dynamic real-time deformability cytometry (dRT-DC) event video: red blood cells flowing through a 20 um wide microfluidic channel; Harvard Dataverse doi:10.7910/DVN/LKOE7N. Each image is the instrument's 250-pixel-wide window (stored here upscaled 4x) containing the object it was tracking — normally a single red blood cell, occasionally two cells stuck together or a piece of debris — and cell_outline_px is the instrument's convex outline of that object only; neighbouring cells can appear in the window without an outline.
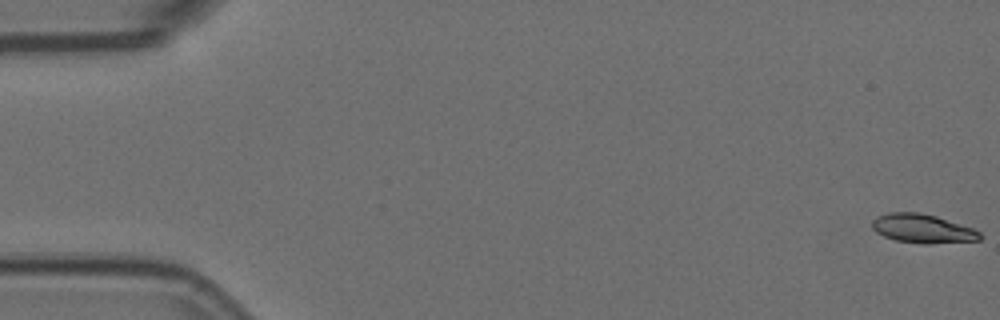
{"species": "Egyptian fruit bat (a non-hibernating species)", "species_latin": "Rousettus aegyptiacus", "temperature_condition": "room temperature", "stored_images_in_passage": 58, "camera_frame_rate_fps": 3000, "um_per_image_px": 0.085, "animal": {"sex": "female"}, "frame": {"image": 1, "passage_image": 1, "time_ms": 0.0, "image_size_px": [1000, 320], "cell_outline_px": [[984, 236], [980, 240], [928, 244], [920, 244], [896, 240], [884, 236], [876, 232], [872, 228], [872, 220], [876, 216], [888, 212], [920, 212], [936, 216], [972, 228], [980, 232]], "centroid_in_image_um": [78.41, 19.43], "position_along_channel_um": 6.6, "area_um2": 18.26}}
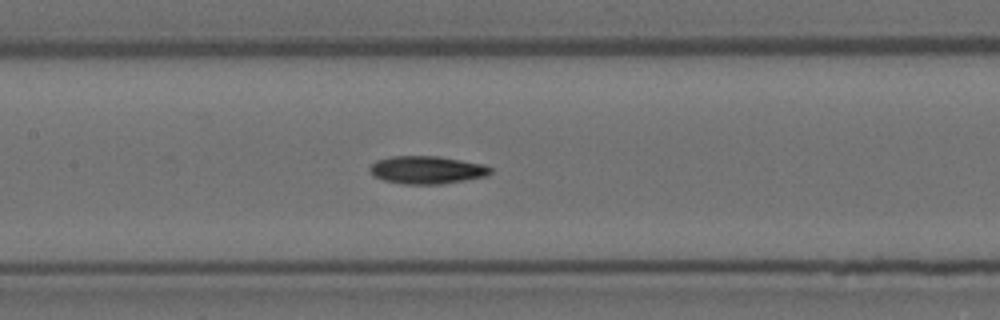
{"frame": {"image": 2, "passage_image": 27, "time_ms": 8.667, "image_size_px": [1000, 320], "cell_outline_px": [[492, 172], [488, 176], [440, 184], [404, 184], [384, 180], [376, 176], [368, 168], [376, 160], [392, 156], [440, 156], [484, 164], [492, 168]], "centroid_in_image_um": [36.33, 14.43], "position_along_channel_um": 171.1, "area_um2": 19.54}}
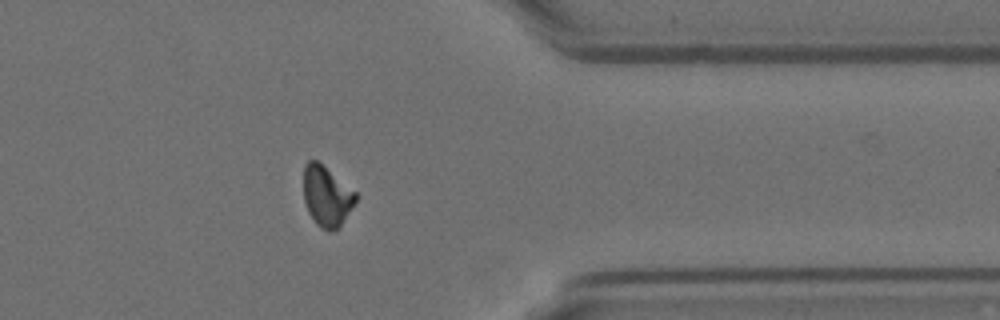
{"frame": {"image": 3, "passage_image": 46, "time_ms": 15.0, "image_size_px": [1000, 320], "cell_outline_px": [[356, 200], [340, 228], [332, 232], [328, 232], [320, 228], [316, 224], [308, 212], [304, 200], [304, 164], [308, 160], [316, 160], [356, 192]], "centroid_in_image_um": [27.75, 16.72], "position_along_channel_um": 383.6, "area_um2": 18.32}, "authors_computed_cell_mechanics": {"area_um2": 18.6983, "velocity_mm_per_s": 3.5772, "shape_relaxation_time_tau1_ms": null, "shape_relaxation_time_tau2_ms": 10.0342, "deformation_change_tau1": null, "deformation_change_tau2": 0.1527}}